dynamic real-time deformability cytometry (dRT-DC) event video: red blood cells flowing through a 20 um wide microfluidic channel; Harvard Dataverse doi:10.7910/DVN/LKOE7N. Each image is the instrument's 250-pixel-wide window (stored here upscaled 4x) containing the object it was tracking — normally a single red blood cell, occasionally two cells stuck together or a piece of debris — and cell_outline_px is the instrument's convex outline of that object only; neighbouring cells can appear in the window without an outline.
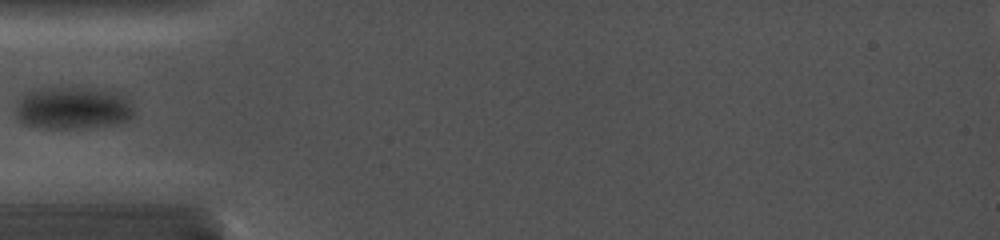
{"species": "common noctule bat (a hibernating species)", "species_latin": "Nyctalus noctula", "temperature_condition": "cold", "stored_images_in_passage": 6, "camera_frame_rate_fps": 5000, "um_per_image_px": 0.085, "animal": {"sex": "female", "body_mass_g": 19.0, "forearm_length_mm": 56.7}, "frame": {"image": 1, "passage_image": 4, "time_ms": 2.8, "image_size_px": [1000, 240], "cell_outline_px": [[132, 116], [128, 120], [112, 124], [72, 128], [40, 128], [24, 124], [16, 116], [12, 108], [20, 96], [24, 92], [36, 88], [112, 88], [120, 92], [128, 100], [132, 108]], "centroid_in_image_um": [6.12, 9.14], "position_along_channel_um": 78.9, "area_um2": 29.77}}
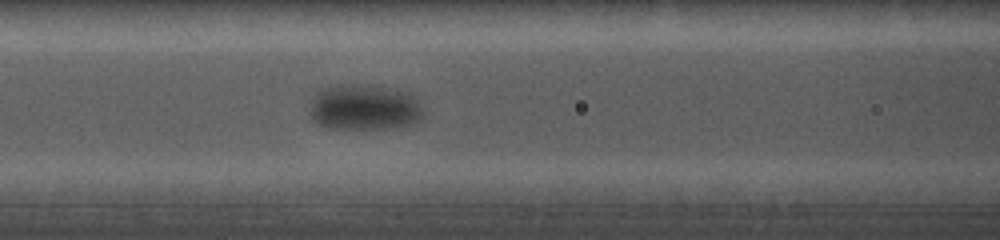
{"frame": {"image": 2, "passage_image": 6, "time_ms": 4.4, "image_size_px": [1000, 240], "cell_outline_px": [[424, 116], [416, 124], [400, 128], [328, 128], [316, 124], [312, 120], [308, 112], [312, 96], [320, 88], [340, 84], [356, 84], [396, 88], [412, 92], [424, 108]], "centroid_in_image_um": [31.0, 9.12], "position_along_channel_um": 135.6, "area_um2": 31.5}}